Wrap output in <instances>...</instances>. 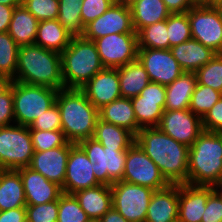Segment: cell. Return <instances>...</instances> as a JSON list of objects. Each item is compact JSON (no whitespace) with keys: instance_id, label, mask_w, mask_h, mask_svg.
<instances>
[{"instance_id":"11a10c76","label":"cell","mask_w":222,"mask_h":222,"mask_svg":"<svg viewBox=\"0 0 222 222\" xmlns=\"http://www.w3.org/2000/svg\"><path fill=\"white\" fill-rule=\"evenodd\" d=\"M192 2L196 6H201V5H214V0H192Z\"/></svg>"},{"instance_id":"db71d44e","label":"cell","mask_w":222,"mask_h":222,"mask_svg":"<svg viewBox=\"0 0 222 222\" xmlns=\"http://www.w3.org/2000/svg\"><path fill=\"white\" fill-rule=\"evenodd\" d=\"M0 4L17 7L22 4V0H0Z\"/></svg>"},{"instance_id":"4316f807","label":"cell","mask_w":222,"mask_h":222,"mask_svg":"<svg viewBox=\"0 0 222 222\" xmlns=\"http://www.w3.org/2000/svg\"><path fill=\"white\" fill-rule=\"evenodd\" d=\"M99 118L105 122L126 128L135 136L141 129L136 121L131 98L120 97L99 110Z\"/></svg>"},{"instance_id":"484cf974","label":"cell","mask_w":222,"mask_h":222,"mask_svg":"<svg viewBox=\"0 0 222 222\" xmlns=\"http://www.w3.org/2000/svg\"><path fill=\"white\" fill-rule=\"evenodd\" d=\"M196 85V73L183 72L171 84L165 86L166 101L164 111L189 109L192 93Z\"/></svg>"},{"instance_id":"681fc988","label":"cell","mask_w":222,"mask_h":222,"mask_svg":"<svg viewBox=\"0 0 222 222\" xmlns=\"http://www.w3.org/2000/svg\"><path fill=\"white\" fill-rule=\"evenodd\" d=\"M171 14L187 13L193 6L192 0H163Z\"/></svg>"},{"instance_id":"e575fe53","label":"cell","mask_w":222,"mask_h":222,"mask_svg":"<svg viewBox=\"0 0 222 222\" xmlns=\"http://www.w3.org/2000/svg\"><path fill=\"white\" fill-rule=\"evenodd\" d=\"M221 98V92L197 83L192 93L189 110L203 118Z\"/></svg>"},{"instance_id":"91938a15","label":"cell","mask_w":222,"mask_h":222,"mask_svg":"<svg viewBox=\"0 0 222 222\" xmlns=\"http://www.w3.org/2000/svg\"><path fill=\"white\" fill-rule=\"evenodd\" d=\"M87 222H100V219L90 218Z\"/></svg>"},{"instance_id":"f5cc1de1","label":"cell","mask_w":222,"mask_h":222,"mask_svg":"<svg viewBox=\"0 0 222 222\" xmlns=\"http://www.w3.org/2000/svg\"><path fill=\"white\" fill-rule=\"evenodd\" d=\"M12 82L13 79L8 77L7 75L0 73V95L5 93L11 87Z\"/></svg>"},{"instance_id":"816d5d0a","label":"cell","mask_w":222,"mask_h":222,"mask_svg":"<svg viewBox=\"0 0 222 222\" xmlns=\"http://www.w3.org/2000/svg\"><path fill=\"white\" fill-rule=\"evenodd\" d=\"M100 222H129L113 207L108 210L101 218Z\"/></svg>"},{"instance_id":"ba28073f","label":"cell","mask_w":222,"mask_h":222,"mask_svg":"<svg viewBox=\"0 0 222 222\" xmlns=\"http://www.w3.org/2000/svg\"><path fill=\"white\" fill-rule=\"evenodd\" d=\"M34 152L29 127L19 124L0 127V169L28 167Z\"/></svg>"},{"instance_id":"8992f818","label":"cell","mask_w":222,"mask_h":222,"mask_svg":"<svg viewBox=\"0 0 222 222\" xmlns=\"http://www.w3.org/2000/svg\"><path fill=\"white\" fill-rule=\"evenodd\" d=\"M14 102L15 124L30 127L34 120L44 114L56 102L59 90L46 86L11 83Z\"/></svg>"},{"instance_id":"8fae6325","label":"cell","mask_w":222,"mask_h":222,"mask_svg":"<svg viewBox=\"0 0 222 222\" xmlns=\"http://www.w3.org/2000/svg\"><path fill=\"white\" fill-rule=\"evenodd\" d=\"M122 181L149 187L153 190L163 189L169 185L157 165L136 142L127 150Z\"/></svg>"},{"instance_id":"94428289","label":"cell","mask_w":222,"mask_h":222,"mask_svg":"<svg viewBox=\"0 0 222 222\" xmlns=\"http://www.w3.org/2000/svg\"><path fill=\"white\" fill-rule=\"evenodd\" d=\"M218 2H222V0H214V5Z\"/></svg>"},{"instance_id":"2e32d148","label":"cell","mask_w":222,"mask_h":222,"mask_svg":"<svg viewBox=\"0 0 222 222\" xmlns=\"http://www.w3.org/2000/svg\"><path fill=\"white\" fill-rule=\"evenodd\" d=\"M137 59L144 66L150 81L164 86L184 72L170 49L138 48Z\"/></svg>"},{"instance_id":"d590c367","label":"cell","mask_w":222,"mask_h":222,"mask_svg":"<svg viewBox=\"0 0 222 222\" xmlns=\"http://www.w3.org/2000/svg\"><path fill=\"white\" fill-rule=\"evenodd\" d=\"M19 46L8 32H0V73L15 78Z\"/></svg>"},{"instance_id":"7dc6e473","label":"cell","mask_w":222,"mask_h":222,"mask_svg":"<svg viewBox=\"0 0 222 222\" xmlns=\"http://www.w3.org/2000/svg\"><path fill=\"white\" fill-rule=\"evenodd\" d=\"M205 131L222 133V98L202 118Z\"/></svg>"},{"instance_id":"74e56055","label":"cell","mask_w":222,"mask_h":222,"mask_svg":"<svg viewBox=\"0 0 222 222\" xmlns=\"http://www.w3.org/2000/svg\"><path fill=\"white\" fill-rule=\"evenodd\" d=\"M89 219L74 194H61L58 199L57 222H87Z\"/></svg>"},{"instance_id":"44dd1931","label":"cell","mask_w":222,"mask_h":222,"mask_svg":"<svg viewBox=\"0 0 222 222\" xmlns=\"http://www.w3.org/2000/svg\"><path fill=\"white\" fill-rule=\"evenodd\" d=\"M21 176L27 205L53 202L63 193L61 186L30 167L16 169Z\"/></svg>"},{"instance_id":"7a4b0ae2","label":"cell","mask_w":222,"mask_h":222,"mask_svg":"<svg viewBox=\"0 0 222 222\" xmlns=\"http://www.w3.org/2000/svg\"><path fill=\"white\" fill-rule=\"evenodd\" d=\"M13 81L57 90L64 89L61 53L35 44L20 46Z\"/></svg>"},{"instance_id":"b9f144b4","label":"cell","mask_w":222,"mask_h":222,"mask_svg":"<svg viewBox=\"0 0 222 222\" xmlns=\"http://www.w3.org/2000/svg\"><path fill=\"white\" fill-rule=\"evenodd\" d=\"M26 222H57L58 200L38 205H26Z\"/></svg>"},{"instance_id":"9a60e30c","label":"cell","mask_w":222,"mask_h":222,"mask_svg":"<svg viewBox=\"0 0 222 222\" xmlns=\"http://www.w3.org/2000/svg\"><path fill=\"white\" fill-rule=\"evenodd\" d=\"M166 101L164 85L150 82L131 102L140 128L157 127L162 118Z\"/></svg>"},{"instance_id":"f546056e","label":"cell","mask_w":222,"mask_h":222,"mask_svg":"<svg viewBox=\"0 0 222 222\" xmlns=\"http://www.w3.org/2000/svg\"><path fill=\"white\" fill-rule=\"evenodd\" d=\"M130 8L136 33L148 25L166 20L171 15L163 0H138Z\"/></svg>"},{"instance_id":"d6a6232c","label":"cell","mask_w":222,"mask_h":222,"mask_svg":"<svg viewBox=\"0 0 222 222\" xmlns=\"http://www.w3.org/2000/svg\"><path fill=\"white\" fill-rule=\"evenodd\" d=\"M83 0H59L57 20L73 36H83L81 4Z\"/></svg>"},{"instance_id":"7c38bea8","label":"cell","mask_w":222,"mask_h":222,"mask_svg":"<svg viewBox=\"0 0 222 222\" xmlns=\"http://www.w3.org/2000/svg\"><path fill=\"white\" fill-rule=\"evenodd\" d=\"M105 68H118L137 60V33L110 34L94 40Z\"/></svg>"},{"instance_id":"c3c4849f","label":"cell","mask_w":222,"mask_h":222,"mask_svg":"<svg viewBox=\"0 0 222 222\" xmlns=\"http://www.w3.org/2000/svg\"><path fill=\"white\" fill-rule=\"evenodd\" d=\"M0 222H26L25 207L0 211Z\"/></svg>"},{"instance_id":"ac0fdd59","label":"cell","mask_w":222,"mask_h":222,"mask_svg":"<svg viewBox=\"0 0 222 222\" xmlns=\"http://www.w3.org/2000/svg\"><path fill=\"white\" fill-rule=\"evenodd\" d=\"M80 90L85 94L89 102L100 110L122 97L117 68H104L95 74Z\"/></svg>"},{"instance_id":"f35d334b","label":"cell","mask_w":222,"mask_h":222,"mask_svg":"<svg viewBox=\"0 0 222 222\" xmlns=\"http://www.w3.org/2000/svg\"><path fill=\"white\" fill-rule=\"evenodd\" d=\"M167 33L170 48L191 39L188 12L171 14L167 18Z\"/></svg>"},{"instance_id":"3957f363","label":"cell","mask_w":222,"mask_h":222,"mask_svg":"<svg viewBox=\"0 0 222 222\" xmlns=\"http://www.w3.org/2000/svg\"><path fill=\"white\" fill-rule=\"evenodd\" d=\"M59 108L62 131L73 144L92 138L95 133L99 110L80 89H61L55 102Z\"/></svg>"},{"instance_id":"836d02e7","label":"cell","mask_w":222,"mask_h":222,"mask_svg":"<svg viewBox=\"0 0 222 222\" xmlns=\"http://www.w3.org/2000/svg\"><path fill=\"white\" fill-rule=\"evenodd\" d=\"M138 48L170 49L167 19L142 28L138 33Z\"/></svg>"},{"instance_id":"f907efd6","label":"cell","mask_w":222,"mask_h":222,"mask_svg":"<svg viewBox=\"0 0 222 222\" xmlns=\"http://www.w3.org/2000/svg\"><path fill=\"white\" fill-rule=\"evenodd\" d=\"M15 7L0 4V32H8Z\"/></svg>"},{"instance_id":"8d00e7d4","label":"cell","mask_w":222,"mask_h":222,"mask_svg":"<svg viewBox=\"0 0 222 222\" xmlns=\"http://www.w3.org/2000/svg\"><path fill=\"white\" fill-rule=\"evenodd\" d=\"M197 83L222 93V54L214 57L196 72Z\"/></svg>"},{"instance_id":"60d3db41","label":"cell","mask_w":222,"mask_h":222,"mask_svg":"<svg viewBox=\"0 0 222 222\" xmlns=\"http://www.w3.org/2000/svg\"><path fill=\"white\" fill-rule=\"evenodd\" d=\"M22 4L39 22L58 17L59 0H22Z\"/></svg>"},{"instance_id":"83f0119b","label":"cell","mask_w":222,"mask_h":222,"mask_svg":"<svg viewBox=\"0 0 222 222\" xmlns=\"http://www.w3.org/2000/svg\"><path fill=\"white\" fill-rule=\"evenodd\" d=\"M39 21L23 4L15 7L9 25L8 33L20 46L33 45L37 35Z\"/></svg>"},{"instance_id":"7bdbcfd3","label":"cell","mask_w":222,"mask_h":222,"mask_svg":"<svg viewBox=\"0 0 222 222\" xmlns=\"http://www.w3.org/2000/svg\"><path fill=\"white\" fill-rule=\"evenodd\" d=\"M114 2V0H83L81 4L83 26L105 13Z\"/></svg>"},{"instance_id":"30bf717a","label":"cell","mask_w":222,"mask_h":222,"mask_svg":"<svg viewBox=\"0 0 222 222\" xmlns=\"http://www.w3.org/2000/svg\"><path fill=\"white\" fill-rule=\"evenodd\" d=\"M191 37L222 54V21L215 5L193 6L188 11Z\"/></svg>"},{"instance_id":"cb8c5ba5","label":"cell","mask_w":222,"mask_h":222,"mask_svg":"<svg viewBox=\"0 0 222 222\" xmlns=\"http://www.w3.org/2000/svg\"><path fill=\"white\" fill-rule=\"evenodd\" d=\"M74 196L89 218L100 219L113 207L112 190L109 185L99 184L77 191Z\"/></svg>"},{"instance_id":"52a82bcc","label":"cell","mask_w":222,"mask_h":222,"mask_svg":"<svg viewBox=\"0 0 222 222\" xmlns=\"http://www.w3.org/2000/svg\"><path fill=\"white\" fill-rule=\"evenodd\" d=\"M78 145L93 164V172L101 184L111 186L114 182L122 181L128 149H108L93 137Z\"/></svg>"},{"instance_id":"4dcf8cb0","label":"cell","mask_w":222,"mask_h":222,"mask_svg":"<svg viewBox=\"0 0 222 222\" xmlns=\"http://www.w3.org/2000/svg\"><path fill=\"white\" fill-rule=\"evenodd\" d=\"M117 69L122 97L138 96L151 82L148 73L138 59Z\"/></svg>"},{"instance_id":"f6af8a7d","label":"cell","mask_w":222,"mask_h":222,"mask_svg":"<svg viewBox=\"0 0 222 222\" xmlns=\"http://www.w3.org/2000/svg\"><path fill=\"white\" fill-rule=\"evenodd\" d=\"M201 222H222V194L217 188L208 197Z\"/></svg>"},{"instance_id":"5b68a950","label":"cell","mask_w":222,"mask_h":222,"mask_svg":"<svg viewBox=\"0 0 222 222\" xmlns=\"http://www.w3.org/2000/svg\"><path fill=\"white\" fill-rule=\"evenodd\" d=\"M61 67L66 89L82 88L105 68L94 41L83 36L73 37L70 45L61 53Z\"/></svg>"},{"instance_id":"680465c9","label":"cell","mask_w":222,"mask_h":222,"mask_svg":"<svg viewBox=\"0 0 222 222\" xmlns=\"http://www.w3.org/2000/svg\"><path fill=\"white\" fill-rule=\"evenodd\" d=\"M216 188L218 189V191L222 194V183H219Z\"/></svg>"},{"instance_id":"603a6c76","label":"cell","mask_w":222,"mask_h":222,"mask_svg":"<svg viewBox=\"0 0 222 222\" xmlns=\"http://www.w3.org/2000/svg\"><path fill=\"white\" fill-rule=\"evenodd\" d=\"M170 50L184 72H196L216 54L193 38L171 47Z\"/></svg>"},{"instance_id":"5bb4252c","label":"cell","mask_w":222,"mask_h":222,"mask_svg":"<svg viewBox=\"0 0 222 222\" xmlns=\"http://www.w3.org/2000/svg\"><path fill=\"white\" fill-rule=\"evenodd\" d=\"M157 127L177 142L188 147L204 131L202 118L189 109L164 111Z\"/></svg>"},{"instance_id":"6f0895ef","label":"cell","mask_w":222,"mask_h":222,"mask_svg":"<svg viewBox=\"0 0 222 222\" xmlns=\"http://www.w3.org/2000/svg\"><path fill=\"white\" fill-rule=\"evenodd\" d=\"M215 6L218 8V12L220 14L221 21H222V2L216 3Z\"/></svg>"},{"instance_id":"f1b7e54d","label":"cell","mask_w":222,"mask_h":222,"mask_svg":"<svg viewBox=\"0 0 222 222\" xmlns=\"http://www.w3.org/2000/svg\"><path fill=\"white\" fill-rule=\"evenodd\" d=\"M72 38L57 19L44 20L38 23L35 45L62 53L70 45Z\"/></svg>"},{"instance_id":"277c9868","label":"cell","mask_w":222,"mask_h":222,"mask_svg":"<svg viewBox=\"0 0 222 222\" xmlns=\"http://www.w3.org/2000/svg\"><path fill=\"white\" fill-rule=\"evenodd\" d=\"M222 180V133L203 131L189 147L188 184L217 186Z\"/></svg>"},{"instance_id":"ee69618b","label":"cell","mask_w":222,"mask_h":222,"mask_svg":"<svg viewBox=\"0 0 222 222\" xmlns=\"http://www.w3.org/2000/svg\"><path fill=\"white\" fill-rule=\"evenodd\" d=\"M29 129L40 131L62 130L61 116L57 104L55 103L44 114L37 117Z\"/></svg>"},{"instance_id":"4fadbf2b","label":"cell","mask_w":222,"mask_h":222,"mask_svg":"<svg viewBox=\"0 0 222 222\" xmlns=\"http://www.w3.org/2000/svg\"><path fill=\"white\" fill-rule=\"evenodd\" d=\"M115 33H136V31L131 8L114 2L105 13L85 26L83 37L94 41Z\"/></svg>"},{"instance_id":"d6986e66","label":"cell","mask_w":222,"mask_h":222,"mask_svg":"<svg viewBox=\"0 0 222 222\" xmlns=\"http://www.w3.org/2000/svg\"><path fill=\"white\" fill-rule=\"evenodd\" d=\"M215 186L178 185V222H201L209 195Z\"/></svg>"},{"instance_id":"9f6ffc18","label":"cell","mask_w":222,"mask_h":222,"mask_svg":"<svg viewBox=\"0 0 222 222\" xmlns=\"http://www.w3.org/2000/svg\"><path fill=\"white\" fill-rule=\"evenodd\" d=\"M114 1L115 3L130 7L132 4H134L138 0H114Z\"/></svg>"},{"instance_id":"7402d4cb","label":"cell","mask_w":222,"mask_h":222,"mask_svg":"<svg viewBox=\"0 0 222 222\" xmlns=\"http://www.w3.org/2000/svg\"><path fill=\"white\" fill-rule=\"evenodd\" d=\"M178 185L155 190L151 196L145 222H178Z\"/></svg>"},{"instance_id":"ffe728a7","label":"cell","mask_w":222,"mask_h":222,"mask_svg":"<svg viewBox=\"0 0 222 222\" xmlns=\"http://www.w3.org/2000/svg\"><path fill=\"white\" fill-rule=\"evenodd\" d=\"M70 142L45 151H35L28 167L42 174L46 179L63 186Z\"/></svg>"},{"instance_id":"e0dca14e","label":"cell","mask_w":222,"mask_h":222,"mask_svg":"<svg viewBox=\"0 0 222 222\" xmlns=\"http://www.w3.org/2000/svg\"><path fill=\"white\" fill-rule=\"evenodd\" d=\"M92 165L84 150L78 144L70 143L62 191L74 194L77 191L101 184L95 177Z\"/></svg>"},{"instance_id":"6da1fadb","label":"cell","mask_w":222,"mask_h":222,"mask_svg":"<svg viewBox=\"0 0 222 222\" xmlns=\"http://www.w3.org/2000/svg\"><path fill=\"white\" fill-rule=\"evenodd\" d=\"M135 142L157 165L169 184L188 183V146L177 142L158 127L141 128Z\"/></svg>"},{"instance_id":"d4e9b609","label":"cell","mask_w":222,"mask_h":222,"mask_svg":"<svg viewBox=\"0 0 222 222\" xmlns=\"http://www.w3.org/2000/svg\"><path fill=\"white\" fill-rule=\"evenodd\" d=\"M26 205L20 173L13 169H0V211L26 207Z\"/></svg>"},{"instance_id":"1f68e13d","label":"cell","mask_w":222,"mask_h":222,"mask_svg":"<svg viewBox=\"0 0 222 222\" xmlns=\"http://www.w3.org/2000/svg\"><path fill=\"white\" fill-rule=\"evenodd\" d=\"M93 138L108 149H129L135 142V135L129 130L100 118L97 119Z\"/></svg>"},{"instance_id":"bcb514c9","label":"cell","mask_w":222,"mask_h":222,"mask_svg":"<svg viewBox=\"0 0 222 222\" xmlns=\"http://www.w3.org/2000/svg\"><path fill=\"white\" fill-rule=\"evenodd\" d=\"M15 124L12 87L0 95V127Z\"/></svg>"},{"instance_id":"9c48e42d","label":"cell","mask_w":222,"mask_h":222,"mask_svg":"<svg viewBox=\"0 0 222 222\" xmlns=\"http://www.w3.org/2000/svg\"><path fill=\"white\" fill-rule=\"evenodd\" d=\"M112 204L127 221L145 222L151 196L155 190L124 181L111 186Z\"/></svg>"},{"instance_id":"ab89813d","label":"cell","mask_w":222,"mask_h":222,"mask_svg":"<svg viewBox=\"0 0 222 222\" xmlns=\"http://www.w3.org/2000/svg\"><path fill=\"white\" fill-rule=\"evenodd\" d=\"M34 151H45L59 146H65L69 141L62 130H35L30 129Z\"/></svg>"}]
</instances>
